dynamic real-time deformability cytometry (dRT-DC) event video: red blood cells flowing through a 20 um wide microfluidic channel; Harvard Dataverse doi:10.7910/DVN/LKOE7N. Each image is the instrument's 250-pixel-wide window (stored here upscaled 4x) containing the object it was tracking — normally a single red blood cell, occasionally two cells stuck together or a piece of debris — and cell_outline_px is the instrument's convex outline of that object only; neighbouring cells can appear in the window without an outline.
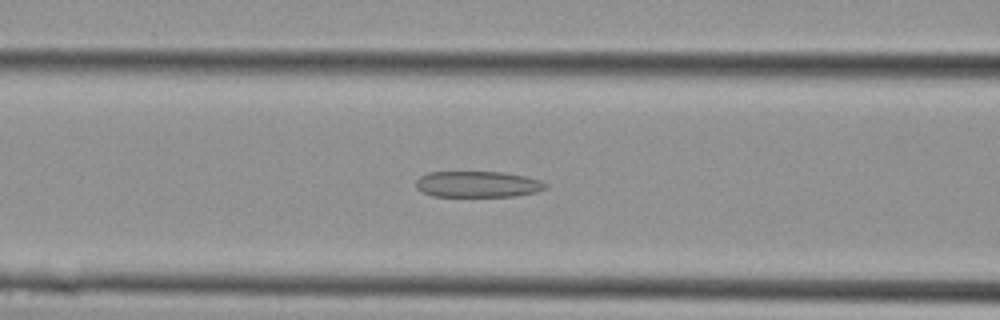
{"species": "Egyptian fruit bat (a non-hibernating species)", "species_latin": "Rousettus aegyptiacus", "temperature_condition": "cold", "stored_images_in_passage": 26, "camera_frame_rate_fps": 3000, "um_per_image_px": 0.085, "animal": {"sex": "female"}, "frame": {"image": 1, "passage_image": 11, "time_ms": 3.333, "image_size_px": [1000, 320], "cell_outline_px": [[548, 188], [536, 192], [516, 196], [432, 196], [420, 192], [416, 188], [416, 180], [420, 176], [428, 172], [504, 172], [524, 176], [540, 180], [548, 184]], "centroid_in_image_um": [40.6, 15.66], "position_along_channel_um": 126.0, "area_um2": 19.88}}
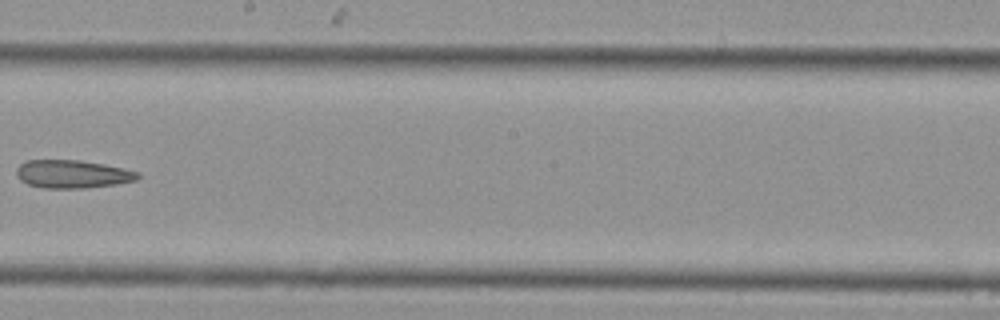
{"frame": {"image": 2, "passage_image": 16, "time_ms": 5.0, "image_size_px": [1000, 320], "cell_outline_px": [[140, 176], [136, 180], [116, 184], [84, 188], [44, 188], [28, 184], [20, 180], [16, 176], [16, 168], [24, 160], [80, 160], [104, 164], [124, 168], [140, 172]], "centroid_in_image_um": [6.15, 14.79], "position_along_channel_um": 242.1, "area_um2": 20.0}}
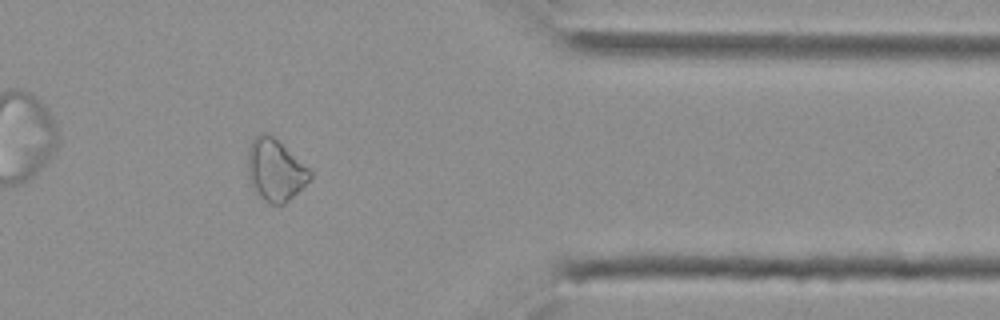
{"frame": {"image": 3, "passage_image": 23, "time_ms": 7.333, "image_size_px": [1000, 320], "cell_outline_px": [[312, 176], [284, 204], [268, 204], [256, 192], [248, 176], [248, 148], [252, 140], [260, 132], [268, 132], [308, 168], [312, 172]], "centroid_in_image_um": [23.36, 14.43], "position_along_channel_um": 388.0, "area_um2": 21.91}}